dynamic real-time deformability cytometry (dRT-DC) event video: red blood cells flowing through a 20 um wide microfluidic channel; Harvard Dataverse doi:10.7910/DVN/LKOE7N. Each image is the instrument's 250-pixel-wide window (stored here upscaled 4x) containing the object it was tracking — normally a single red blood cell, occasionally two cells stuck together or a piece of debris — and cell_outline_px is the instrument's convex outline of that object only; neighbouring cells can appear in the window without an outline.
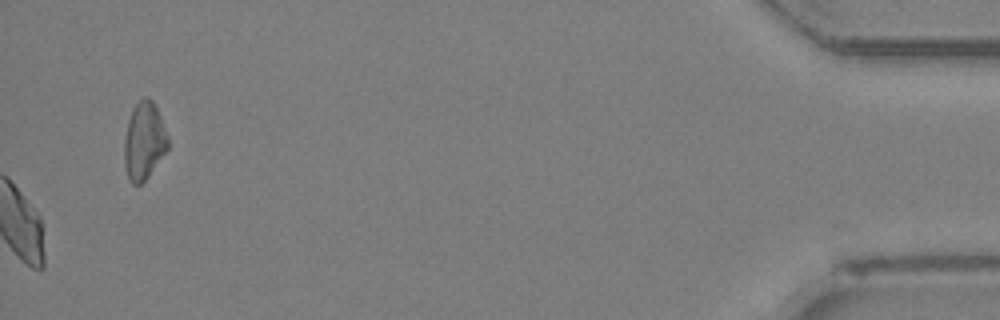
{"species": "Egyptian fruit bat (a non-hibernating species)", "species_latin": "Rousettus aegyptiacus", "temperature_condition": "room temperature", "stored_images_in_passage": 34, "camera_frame_rate_fps": 3000, "um_per_image_px": 0.085, "animal": {"sex": "female"}, "frame": {"image": 1, "passage_image": 34, "time_ms": 11.0, "image_size_px": [1000, 320], "cell_outline_px": [[168, 148], [148, 176], [140, 184], [132, 184], [128, 180], [124, 164], [124, 140], [128, 120], [132, 108], [144, 96], [148, 96], [152, 100], [160, 116], [168, 136]], "centroid_in_image_um": [12.22, 11.98], "position_along_channel_um": 423.0, "area_um2": 19.65}}